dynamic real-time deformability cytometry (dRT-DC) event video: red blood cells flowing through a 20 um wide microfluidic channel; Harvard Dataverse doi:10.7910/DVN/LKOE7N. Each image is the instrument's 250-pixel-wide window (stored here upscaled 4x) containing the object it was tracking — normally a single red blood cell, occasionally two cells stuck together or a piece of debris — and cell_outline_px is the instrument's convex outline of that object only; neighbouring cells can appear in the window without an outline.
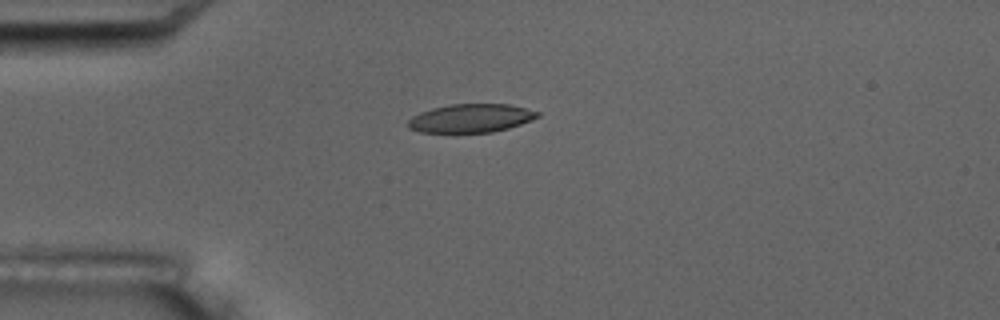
{"species": "common noctule bat (a hibernating species)", "species_latin": "Nyctalus noctula", "temperature_condition": "room temperature", "stored_images_in_passage": 7, "camera_frame_rate_fps": 3000, "um_per_image_px": 0.085, "animal": {"sex": "male", "body_mass_g": 17.5, "forearm_length_mm": 52.3}, "frame": {"image": 1, "passage_image": 5, "time_ms": 6.667, "image_size_px": [1000, 320], "cell_outline_px": [[540, 116], [520, 124], [508, 128], [492, 132], [456, 136], [420, 132], [408, 128], [408, 120], [412, 116], [420, 112], [432, 108], [452, 104], [512, 104], [540, 112]], "centroid_in_image_um": [39.97, 10.1], "position_along_channel_um": 45.0, "area_um2": 22.48}}